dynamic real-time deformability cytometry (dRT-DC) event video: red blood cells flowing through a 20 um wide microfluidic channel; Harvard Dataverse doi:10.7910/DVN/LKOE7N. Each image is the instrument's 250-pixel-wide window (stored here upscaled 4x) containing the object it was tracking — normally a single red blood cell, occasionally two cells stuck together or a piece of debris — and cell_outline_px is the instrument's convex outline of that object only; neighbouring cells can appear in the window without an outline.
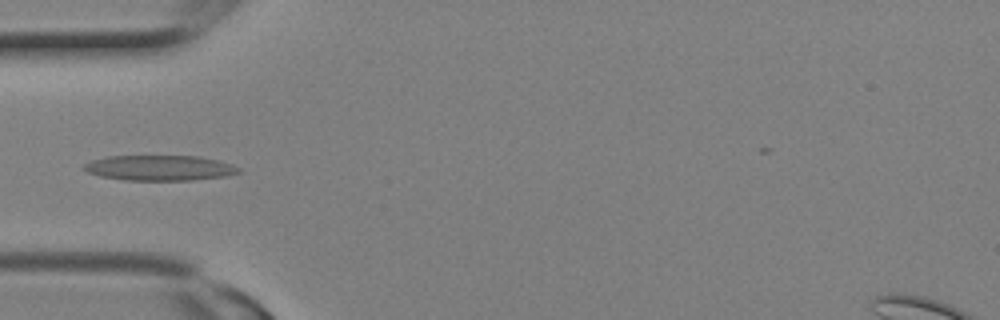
{"species": "Egyptian fruit bat (a non-hibernating species)", "species_latin": "Rousettus aegyptiacus", "temperature_condition": "room temperature", "stored_images_in_passage": 9, "camera_frame_rate_fps": 3000, "um_per_image_px": 0.085, "animal": {"sex": "female"}, "frame": {"image": 1, "passage_image": 8, "time_ms": 2.333, "image_size_px": [1000, 320], "cell_outline_px": [[240, 172], [224, 176], [192, 180], [124, 180], [100, 176], [88, 172], [80, 168], [84, 164], [92, 160], [108, 156], [200, 156], [232, 164], [240, 168]], "centroid_in_image_um": [13.54, 14.27], "position_along_channel_um": 71.5, "area_um2": 22.77}}